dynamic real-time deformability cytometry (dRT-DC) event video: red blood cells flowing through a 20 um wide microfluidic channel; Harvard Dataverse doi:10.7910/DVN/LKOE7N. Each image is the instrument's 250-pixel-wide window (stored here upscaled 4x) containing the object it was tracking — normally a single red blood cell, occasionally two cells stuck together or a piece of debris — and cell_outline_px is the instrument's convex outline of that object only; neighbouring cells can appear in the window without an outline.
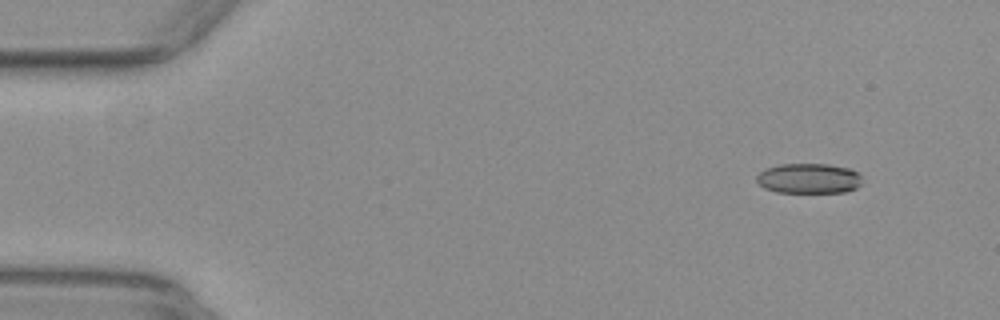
{"species": "common noctule bat (a hibernating species)", "species_latin": "Nyctalus noctula", "temperature_condition": "warm", "stored_images_in_passage": 53, "camera_frame_rate_fps": 3000, "um_per_image_px": 0.085, "animal": {"sex": "female", "body_mass_g": 29.2, "forearm_length_mm": 56.3}, "frame": {"image": 1, "passage_image": 5, "time_ms": 1.333, "image_size_px": [1000, 320], "cell_outline_px": [[860, 184], [856, 188], [844, 192], [776, 192], [764, 188], [756, 180], [756, 176], [764, 168], [780, 164], [828, 164], [848, 168], [856, 172], [860, 176]], "centroid_in_image_um": [68.7, 15.16], "position_along_channel_um": 16.3, "area_um2": 18.44}}
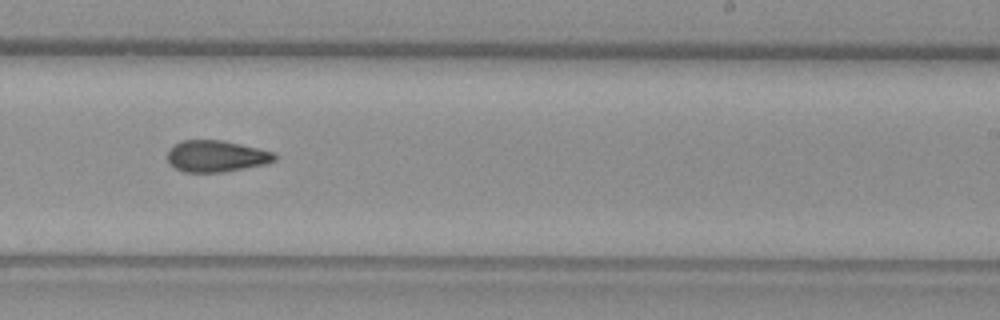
{"frame": {"image": 2, "passage_image": 33, "time_ms": 10.667, "image_size_px": [1000, 320], "cell_outline_px": [[276, 160], [264, 164], [224, 172], [184, 172], [168, 164], [168, 152], [172, 144], [180, 140], [220, 140], [240, 144], [276, 152]], "centroid_in_image_um": [18.36, 13.27], "position_along_channel_um": 270.6, "area_um2": 19.77}}
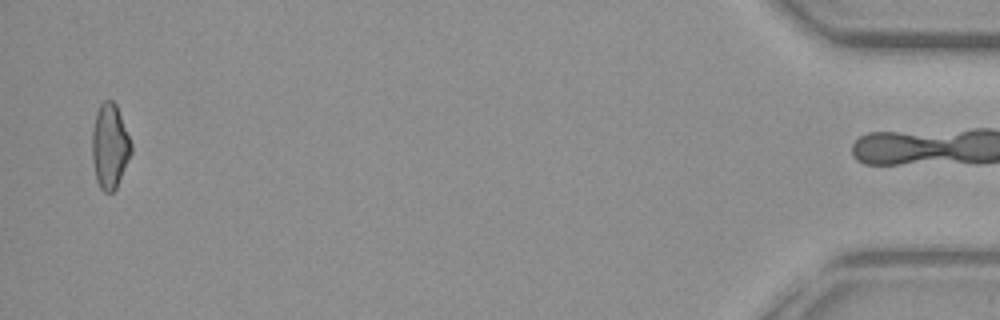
{"frame": {"image": 3, "passage_image": 52, "time_ms": 17.0, "image_size_px": [1000, 320], "cell_outline_px": [[132, 152], [116, 188], [112, 192], [104, 192], [100, 188], [96, 180], [92, 160], [92, 128], [96, 112], [100, 104], [104, 100], [112, 100], [116, 104], [132, 144]], "centroid_in_image_um": [9.32, 12.42], "position_along_channel_um": 425.9, "area_um2": 19.36}, "authors_computed_cell_mechanics": {"area_um2": 19.7098, "velocity_mm_per_s": 3.9118, "shape_relaxation_time_tau1_ms": null, "shape_relaxation_time_tau2_ms": 4.8683, "deformation_change_tau1": null, "deformation_change_tau2": 0.1361}}